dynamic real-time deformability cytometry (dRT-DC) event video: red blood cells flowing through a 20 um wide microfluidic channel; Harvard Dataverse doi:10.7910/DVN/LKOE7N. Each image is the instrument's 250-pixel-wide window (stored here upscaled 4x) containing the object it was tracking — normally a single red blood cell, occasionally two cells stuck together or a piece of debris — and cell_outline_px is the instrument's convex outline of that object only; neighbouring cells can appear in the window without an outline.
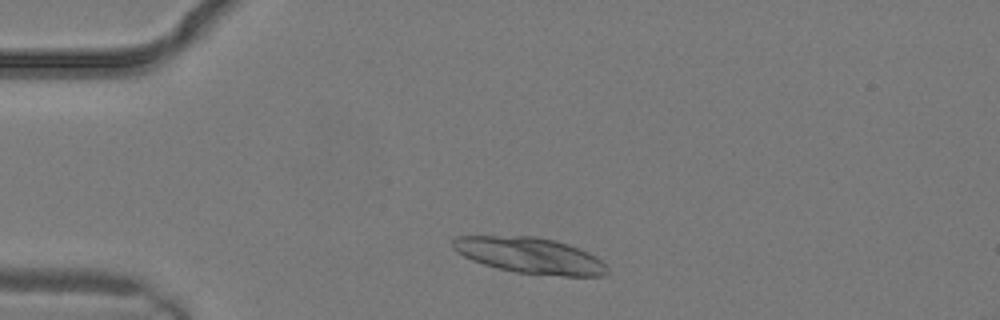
{"species": "common noctule bat (a hibernating species)", "species_latin": "Nyctalus noctula", "temperature_condition": "warm", "stored_images_in_passage": 2, "camera_frame_rate_fps": 3000, "um_per_image_px": 0.085, "animal": {"sex": "male", "body_mass_g": 19.2, "forearm_length_mm": 51.8}, "frame": {"image": 1, "passage_image": 1, "time_ms": 0.0, "image_size_px": [1000, 320], "cell_outline_px": [[608, 272], [604, 276], [564, 276], [516, 272], [484, 264], [472, 260], [456, 252], [452, 248], [452, 240], [456, 236], [536, 236], [556, 240], [568, 244], [588, 252], [596, 256], [608, 268]], "centroid_in_image_um": [45.04, 21.7], "position_along_channel_um": 40.0, "area_um2": 32.31}}